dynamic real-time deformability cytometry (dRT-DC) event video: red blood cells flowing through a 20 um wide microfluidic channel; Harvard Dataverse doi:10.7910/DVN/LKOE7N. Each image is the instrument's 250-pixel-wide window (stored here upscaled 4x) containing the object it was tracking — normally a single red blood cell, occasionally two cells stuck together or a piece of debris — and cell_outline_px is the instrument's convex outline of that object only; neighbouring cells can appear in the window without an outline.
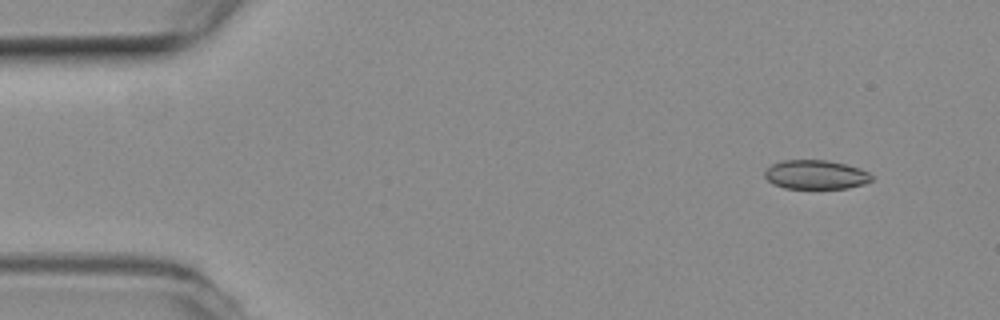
{"species": "common noctule bat (a hibernating species)", "species_latin": "Nyctalus noctula", "temperature_condition": "room temperature", "stored_images_in_passage": 4, "camera_frame_rate_fps": 3000, "um_per_image_px": 0.085, "animal": {"sex": "female", "body_mass_g": 19.3, "forearm_length_mm": 54.1}, "frame": {"image": 1, "passage_image": 2, "time_ms": 0.333, "image_size_px": [1000, 320], "cell_outline_px": [[872, 180], [864, 184], [848, 188], [784, 188], [772, 184], [764, 176], [764, 172], [772, 164], [784, 160], [828, 160], [860, 168], [868, 172], [872, 176]], "centroid_in_image_um": [69.33, 14.85], "position_along_channel_um": 15.7, "area_um2": 18.09}}